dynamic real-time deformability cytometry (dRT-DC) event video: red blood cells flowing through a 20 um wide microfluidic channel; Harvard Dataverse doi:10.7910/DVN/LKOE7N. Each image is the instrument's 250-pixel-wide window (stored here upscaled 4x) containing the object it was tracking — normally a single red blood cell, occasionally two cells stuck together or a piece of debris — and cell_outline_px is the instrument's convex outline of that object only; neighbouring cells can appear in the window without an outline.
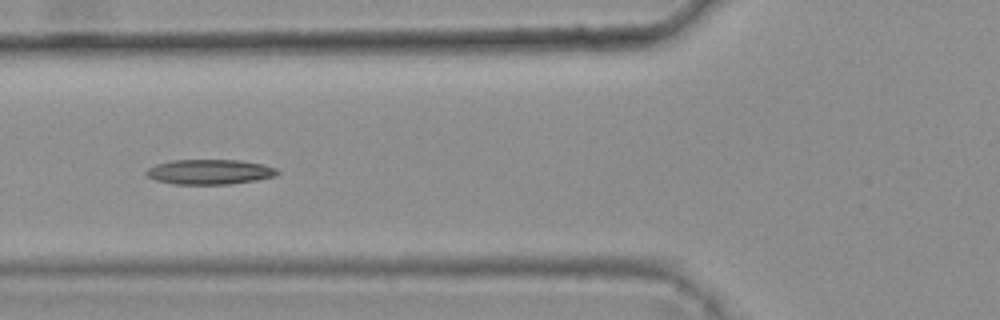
{"species": "common noctule bat (a hibernating species)", "species_latin": "Nyctalus noctula", "temperature_condition": "warm", "stored_images_in_passage": 7, "camera_frame_rate_fps": 3000, "um_per_image_px": 0.085, "animal": {"sex": "female", "body_mass_g": 25.1}, "frame": {"image": 1, "passage_image": 4, "time_ms": 1.0, "image_size_px": [1000, 320], "cell_outline_px": [[280, 172], [276, 176], [256, 180], [228, 184], [172, 184], [156, 180], [148, 176], [144, 172], [148, 168], [156, 164], [172, 160], [240, 160], [264, 164], [276, 168]], "centroid_in_image_um": [17.83, 14.6], "position_along_channel_um": 108.0, "area_um2": 19.13}}
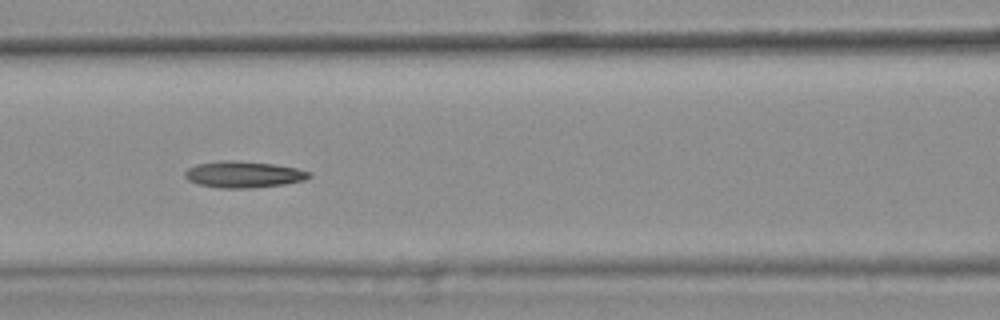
{"frame": {"image": 2, "passage_image": 5, "time_ms": 1.333, "image_size_px": [1000, 320], "cell_outline_px": [[312, 176], [304, 180], [284, 184], [252, 188], [216, 188], [200, 184], [188, 180], [184, 176], [184, 172], [188, 168], [196, 164], [224, 160], [232, 160], [276, 164], [296, 168], [308, 172]], "centroid_in_image_um": [20.68, 14.83], "position_along_channel_um": 145.9, "area_um2": 19.13}}
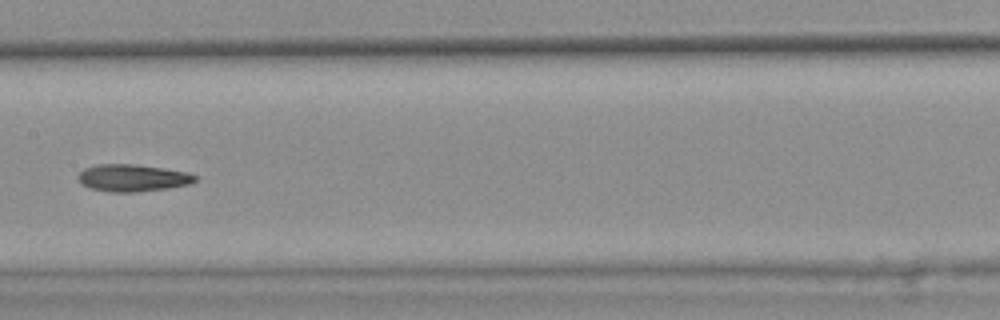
{"frame": {"image": 3, "passage_image": 6, "time_ms": 1.667, "image_size_px": [1000, 320], "cell_outline_px": [[196, 180], [188, 184], [168, 188], [136, 192], [108, 192], [88, 188], [80, 184], [76, 176], [84, 168], [96, 164], [136, 164], [164, 168], [188, 172], [196, 176]], "centroid_in_image_um": [11.21, 15.12], "position_along_channel_um": 196.2, "area_um2": 18.73}}